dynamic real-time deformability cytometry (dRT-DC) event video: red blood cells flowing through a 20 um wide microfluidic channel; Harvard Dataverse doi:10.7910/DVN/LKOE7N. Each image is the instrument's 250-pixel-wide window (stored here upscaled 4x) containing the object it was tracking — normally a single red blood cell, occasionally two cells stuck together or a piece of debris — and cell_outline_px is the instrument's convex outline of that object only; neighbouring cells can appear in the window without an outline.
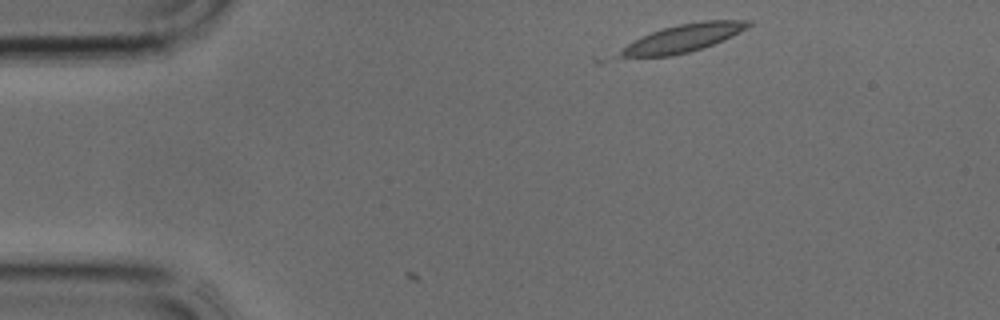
{"species": "common noctule bat (a hibernating species)", "species_latin": "Nyctalus noctula", "temperature_condition": "cold", "stored_images_in_passage": 2, "camera_frame_rate_fps": 3000, "um_per_image_px": 0.085, "animal": {"sex": "male", "body_mass_g": 17.9, "forearm_length_mm": 54.2}, "frame": {"image": 1, "passage_image": 2, "time_ms": 0.333, "image_size_px": [1000, 320], "cell_outline_px": [[752, 24], [732, 36], [724, 40], [688, 52], [672, 56], [612, 56], [628, 44], [640, 36], [664, 28], [680, 24], [704, 20], [752, 20]], "centroid_in_image_um": [58.07, 3.23], "position_along_channel_um": 26.9, "area_um2": 20.46}}